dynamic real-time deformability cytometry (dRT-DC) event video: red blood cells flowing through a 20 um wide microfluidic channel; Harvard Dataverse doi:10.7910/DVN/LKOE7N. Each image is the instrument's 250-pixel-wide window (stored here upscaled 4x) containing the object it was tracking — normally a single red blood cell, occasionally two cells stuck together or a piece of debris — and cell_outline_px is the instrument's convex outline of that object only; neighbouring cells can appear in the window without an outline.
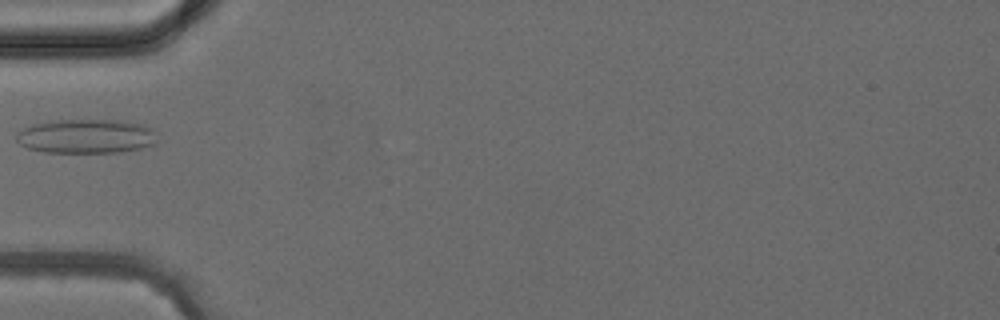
{"species": "common noctule bat (a hibernating species)", "species_latin": "Nyctalus noctula", "temperature_condition": "cold", "stored_images_in_passage": 3, "camera_frame_rate_fps": 3000, "um_per_image_px": 0.085, "animal": {"sex": "female", "body_mass_g": 24.6, "forearm_length_mm": 56.2}, "frame": {"image": 1, "passage_image": 3, "time_ms": 2.667, "image_size_px": [1000, 320], "cell_outline_px": [[156, 144], [140, 148], [120, 152], [44, 152], [28, 148], [20, 144], [16, 140], [16, 132], [32, 124], [52, 120], [128, 120], [144, 124], [152, 128], [156, 140]], "centroid_in_image_um": [7.33, 11.57], "position_along_channel_um": 77.7, "area_um2": 28.32}}